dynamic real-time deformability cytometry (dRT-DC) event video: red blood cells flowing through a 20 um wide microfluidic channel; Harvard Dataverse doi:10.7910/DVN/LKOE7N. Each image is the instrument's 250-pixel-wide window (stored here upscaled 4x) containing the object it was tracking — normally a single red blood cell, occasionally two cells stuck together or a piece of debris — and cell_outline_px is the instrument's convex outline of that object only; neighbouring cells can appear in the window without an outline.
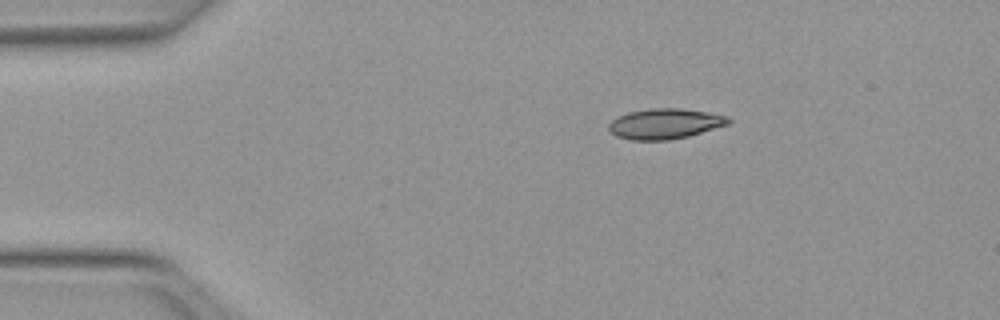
{"species": "Egyptian fruit bat (a non-hibernating species)", "species_latin": "Rousettus aegyptiacus", "temperature_condition": "warm", "stored_images_in_passage": 43, "camera_frame_rate_fps": 3000, "um_per_image_px": 0.085, "animal": {"sex": "female"}, "frame": {"image": 1, "passage_image": 1, "time_ms": 0.0, "image_size_px": [1000, 320], "cell_outline_px": [[732, 120], [728, 124], [688, 136], [668, 140], [632, 140], [616, 136], [608, 132], [608, 124], [612, 120], [628, 112], [652, 108], [680, 108], [708, 112], [728, 116]], "centroid_in_image_um": [56.5, 10.52], "position_along_channel_um": 28.5, "area_um2": 21.15}}
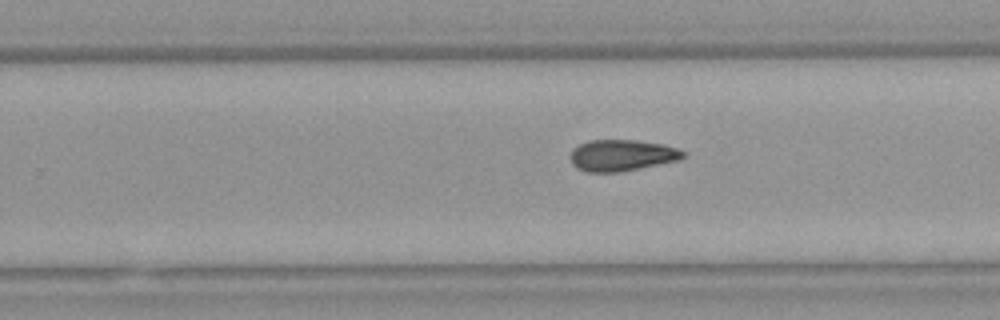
{"frame": {"image": 2, "passage_image": 24, "time_ms": 7.667, "image_size_px": [1000, 320], "cell_outline_px": [[688, 152], [680, 160], [620, 172], [588, 172], [576, 168], [572, 164], [568, 156], [572, 148], [588, 140], [636, 140], [664, 144], [680, 148]], "centroid_in_image_um": [52.86, 13.2], "position_along_channel_um": 276.9, "area_um2": 21.04}}
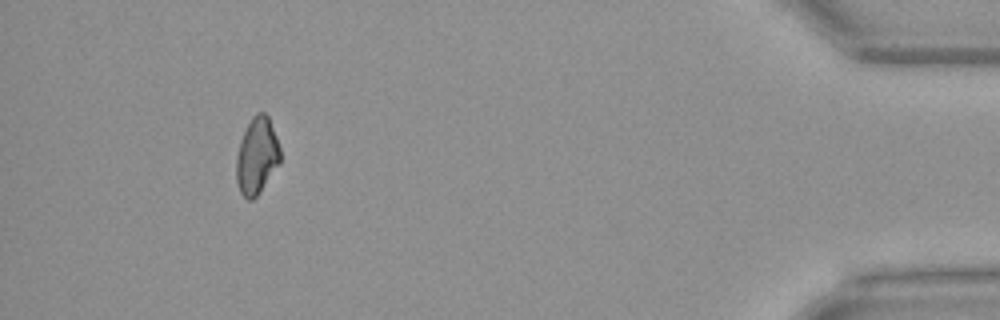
{"frame": {"image": 3, "passage_image": 39, "time_ms": 12.667, "image_size_px": [1000, 320], "cell_outline_px": [[280, 160], [260, 192], [252, 200], [248, 200], [240, 192], [236, 180], [236, 156], [240, 140], [252, 116], [256, 112], [264, 112], [268, 116], [276, 136], [280, 148]], "centroid_in_image_um": [21.81, 13.24], "position_along_channel_um": 413.4, "area_um2": 19.42}}